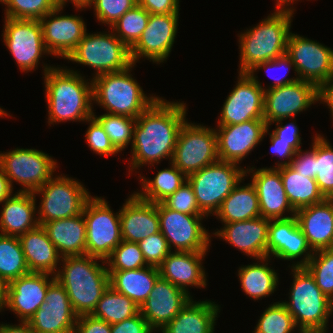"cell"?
Wrapping results in <instances>:
<instances>
[{
  "instance_id": "obj_36",
  "label": "cell",
  "mask_w": 333,
  "mask_h": 333,
  "mask_svg": "<svg viewBox=\"0 0 333 333\" xmlns=\"http://www.w3.org/2000/svg\"><path fill=\"white\" fill-rule=\"evenodd\" d=\"M269 259V257L260 258L257 263L242 265L238 269L242 290L254 300L269 297L278 287V274L273 268L268 267Z\"/></svg>"
},
{
  "instance_id": "obj_59",
  "label": "cell",
  "mask_w": 333,
  "mask_h": 333,
  "mask_svg": "<svg viewBox=\"0 0 333 333\" xmlns=\"http://www.w3.org/2000/svg\"><path fill=\"white\" fill-rule=\"evenodd\" d=\"M0 333H35L28 322L19 325L0 324Z\"/></svg>"
},
{
  "instance_id": "obj_40",
  "label": "cell",
  "mask_w": 333,
  "mask_h": 333,
  "mask_svg": "<svg viewBox=\"0 0 333 333\" xmlns=\"http://www.w3.org/2000/svg\"><path fill=\"white\" fill-rule=\"evenodd\" d=\"M29 272L19 238L0 234V278L9 284Z\"/></svg>"
},
{
  "instance_id": "obj_63",
  "label": "cell",
  "mask_w": 333,
  "mask_h": 333,
  "mask_svg": "<svg viewBox=\"0 0 333 333\" xmlns=\"http://www.w3.org/2000/svg\"><path fill=\"white\" fill-rule=\"evenodd\" d=\"M294 1L296 2V0H276V7L275 8L276 9H293L294 10V8L289 6V5H292V3H294Z\"/></svg>"
},
{
  "instance_id": "obj_38",
  "label": "cell",
  "mask_w": 333,
  "mask_h": 333,
  "mask_svg": "<svg viewBox=\"0 0 333 333\" xmlns=\"http://www.w3.org/2000/svg\"><path fill=\"white\" fill-rule=\"evenodd\" d=\"M170 165L159 170L153 180L140 174L142 191L134 193L144 201L157 204L176 192L187 181V177L172 162Z\"/></svg>"
},
{
  "instance_id": "obj_55",
  "label": "cell",
  "mask_w": 333,
  "mask_h": 333,
  "mask_svg": "<svg viewBox=\"0 0 333 333\" xmlns=\"http://www.w3.org/2000/svg\"><path fill=\"white\" fill-rule=\"evenodd\" d=\"M285 119H281L271 124H268L267 127H270L273 123H276L275 129L272 133L279 139V141L288 142L291 146H293L297 151L300 150L301 146V137L299 133V128L296 125V122L293 121L289 124L283 126L282 121ZM281 124V125H280Z\"/></svg>"
},
{
  "instance_id": "obj_44",
  "label": "cell",
  "mask_w": 333,
  "mask_h": 333,
  "mask_svg": "<svg viewBox=\"0 0 333 333\" xmlns=\"http://www.w3.org/2000/svg\"><path fill=\"white\" fill-rule=\"evenodd\" d=\"M296 327L294 318L279 301L263 311L253 333H293Z\"/></svg>"
},
{
  "instance_id": "obj_16",
  "label": "cell",
  "mask_w": 333,
  "mask_h": 333,
  "mask_svg": "<svg viewBox=\"0 0 333 333\" xmlns=\"http://www.w3.org/2000/svg\"><path fill=\"white\" fill-rule=\"evenodd\" d=\"M254 74L239 73L238 81L225 100L217 126L264 119V93Z\"/></svg>"
},
{
  "instance_id": "obj_45",
  "label": "cell",
  "mask_w": 333,
  "mask_h": 333,
  "mask_svg": "<svg viewBox=\"0 0 333 333\" xmlns=\"http://www.w3.org/2000/svg\"><path fill=\"white\" fill-rule=\"evenodd\" d=\"M304 267L324 295L333 301V248L315 251Z\"/></svg>"
},
{
  "instance_id": "obj_31",
  "label": "cell",
  "mask_w": 333,
  "mask_h": 333,
  "mask_svg": "<svg viewBox=\"0 0 333 333\" xmlns=\"http://www.w3.org/2000/svg\"><path fill=\"white\" fill-rule=\"evenodd\" d=\"M25 260L30 272L47 273L55 276L62 256L48 238L45 229L38 225L19 237Z\"/></svg>"
},
{
  "instance_id": "obj_65",
  "label": "cell",
  "mask_w": 333,
  "mask_h": 333,
  "mask_svg": "<svg viewBox=\"0 0 333 333\" xmlns=\"http://www.w3.org/2000/svg\"><path fill=\"white\" fill-rule=\"evenodd\" d=\"M5 1H6V0H0V3H1V4H2V3L4 4V3H5Z\"/></svg>"
},
{
  "instance_id": "obj_22",
  "label": "cell",
  "mask_w": 333,
  "mask_h": 333,
  "mask_svg": "<svg viewBox=\"0 0 333 333\" xmlns=\"http://www.w3.org/2000/svg\"><path fill=\"white\" fill-rule=\"evenodd\" d=\"M313 251L309 247L306 237L298 225L296 216L285 219L270 220L268 225L267 257L270 254L281 260H294L298 257L300 262H293L292 267H304L311 257Z\"/></svg>"
},
{
  "instance_id": "obj_17",
  "label": "cell",
  "mask_w": 333,
  "mask_h": 333,
  "mask_svg": "<svg viewBox=\"0 0 333 333\" xmlns=\"http://www.w3.org/2000/svg\"><path fill=\"white\" fill-rule=\"evenodd\" d=\"M318 101H321V90L315 84L300 79L265 90L264 120L268 125L281 119L295 118Z\"/></svg>"
},
{
  "instance_id": "obj_6",
  "label": "cell",
  "mask_w": 333,
  "mask_h": 333,
  "mask_svg": "<svg viewBox=\"0 0 333 333\" xmlns=\"http://www.w3.org/2000/svg\"><path fill=\"white\" fill-rule=\"evenodd\" d=\"M289 301L282 303L292 315L299 333H327L333 301L317 286L305 267H292Z\"/></svg>"
},
{
  "instance_id": "obj_10",
  "label": "cell",
  "mask_w": 333,
  "mask_h": 333,
  "mask_svg": "<svg viewBox=\"0 0 333 333\" xmlns=\"http://www.w3.org/2000/svg\"><path fill=\"white\" fill-rule=\"evenodd\" d=\"M102 197L91 196L83 208L86 222V255L106 260L121 243L119 212L113 213Z\"/></svg>"
},
{
  "instance_id": "obj_26",
  "label": "cell",
  "mask_w": 333,
  "mask_h": 333,
  "mask_svg": "<svg viewBox=\"0 0 333 333\" xmlns=\"http://www.w3.org/2000/svg\"><path fill=\"white\" fill-rule=\"evenodd\" d=\"M270 219L264 217L230 222L217 229L213 235L224 239L241 253L252 257L256 261L267 257L268 225Z\"/></svg>"
},
{
  "instance_id": "obj_8",
  "label": "cell",
  "mask_w": 333,
  "mask_h": 333,
  "mask_svg": "<svg viewBox=\"0 0 333 333\" xmlns=\"http://www.w3.org/2000/svg\"><path fill=\"white\" fill-rule=\"evenodd\" d=\"M42 195L38 207V223H44L82 214L83 208L91 197L88 189L78 180L64 175H54L37 191Z\"/></svg>"
},
{
  "instance_id": "obj_15",
  "label": "cell",
  "mask_w": 333,
  "mask_h": 333,
  "mask_svg": "<svg viewBox=\"0 0 333 333\" xmlns=\"http://www.w3.org/2000/svg\"><path fill=\"white\" fill-rule=\"evenodd\" d=\"M4 21L3 42L18 67L26 73L37 69L42 55H49L43 42L40 21L8 17Z\"/></svg>"
},
{
  "instance_id": "obj_52",
  "label": "cell",
  "mask_w": 333,
  "mask_h": 333,
  "mask_svg": "<svg viewBox=\"0 0 333 333\" xmlns=\"http://www.w3.org/2000/svg\"><path fill=\"white\" fill-rule=\"evenodd\" d=\"M260 68L265 69L266 72L269 71V70L272 71V70H275V69L276 70L277 69L278 70L283 69V71L285 69H287V72H285V74H283V75H280V77L279 76L278 77L277 76L273 77L268 73V75L271 76V78L274 80V82L272 84H270V86H267L268 87L267 89L265 87L264 90H269V89H272V88L281 87V86H284V85H287V84L294 83V82L299 80V78L297 76H296V78L295 77H293V78H287L286 77L287 73H289L288 71L291 68L295 71V66H294L290 57L287 54H284L280 57H277L276 59L265 61L263 63L257 64L248 74H255V72L257 70H259Z\"/></svg>"
},
{
  "instance_id": "obj_4",
  "label": "cell",
  "mask_w": 333,
  "mask_h": 333,
  "mask_svg": "<svg viewBox=\"0 0 333 333\" xmlns=\"http://www.w3.org/2000/svg\"><path fill=\"white\" fill-rule=\"evenodd\" d=\"M293 14V9H275L259 24L238 35L239 73H249L257 64L286 54Z\"/></svg>"
},
{
  "instance_id": "obj_58",
  "label": "cell",
  "mask_w": 333,
  "mask_h": 333,
  "mask_svg": "<svg viewBox=\"0 0 333 333\" xmlns=\"http://www.w3.org/2000/svg\"><path fill=\"white\" fill-rule=\"evenodd\" d=\"M270 135V142H271V153L278 155V157H282V159L287 158L288 161H278L274 168H279L282 166L290 165L294 155L296 154L297 150L291 146L288 142L279 141V139L273 134L268 133ZM280 162V163H279Z\"/></svg>"
},
{
  "instance_id": "obj_46",
  "label": "cell",
  "mask_w": 333,
  "mask_h": 333,
  "mask_svg": "<svg viewBox=\"0 0 333 333\" xmlns=\"http://www.w3.org/2000/svg\"><path fill=\"white\" fill-rule=\"evenodd\" d=\"M105 262L109 267L108 271L134 270L148 266L139 244L125 240L121 241Z\"/></svg>"
},
{
  "instance_id": "obj_54",
  "label": "cell",
  "mask_w": 333,
  "mask_h": 333,
  "mask_svg": "<svg viewBox=\"0 0 333 333\" xmlns=\"http://www.w3.org/2000/svg\"><path fill=\"white\" fill-rule=\"evenodd\" d=\"M153 329L140 312L121 322L111 324V333H152Z\"/></svg>"
},
{
  "instance_id": "obj_1",
  "label": "cell",
  "mask_w": 333,
  "mask_h": 333,
  "mask_svg": "<svg viewBox=\"0 0 333 333\" xmlns=\"http://www.w3.org/2000/svg\"><path fill=\"white\" fill-rule=\"evenodd\" d=\"M186 111L184 102H169L159 97L136 118L130 171L139 170L145 164L154 166L161 159L171 161L179 131L187 120Z\"/></svg>"
},
{
  "instance_id": "obj_3",
  "label": "cell",
  "mask_w": 333,
  "mask_h": 333,
  "mask_svg": "<svg viewBox=\"0 0 333 333\" xmlns=\"http://www.w3.org/2000/svg\"><path fill=\"white\" fill-rule=\"evenodd\" d=\"M102 259L83 255L62 257V269L55 274L66 290L74 312L91 314L104 291L109 287V272Z\"/></svg>"
},
{
  "instance_id": "obj_30",
  "label": "cell",
  "mask_w": 333,
  "mask_h": 333,
  "mask_svg": "<svg viewBox=\"0 0 333 333\" xmlns=\"http://www.w3.org/2000/svg\"><path fill=\"white\" fill-rule=\"evenodd\" d=\"M2 204L0 234L19 237L39 225L38 219L35 218L37 206L33 193L17 191Z\"/></svg>"
},
{
  "instance_id": "obj_41",
  "label": "cell",
  "mask_w": 333,
  "mask_h": 333,
  "mask_svg": "<svg viewBox=\"0 0 333 333\" xmlns=\"http://www.w3.org/2000/svg\"><path fill=\"white\" fill-rule=\"evenodd\" d=\"M150 13L139 4L125 12L111 27L116 37L131 49L140 39Z\"/></svg>"
},
{
  "instance_id": "obj_21",
  "label": "cell",
  "mask_w": 333,
  "mask_h": 333,
  "mask_svg": "<svg viewBox=\"0 0 333 333\" xmlns=\"http://www.w3.org/2000/svg\"><path fill=\"white\" fill-rule=\"evenodd\" d=\"M63 8L64 6L58 5V7L47 13L39 21L42 26L43 42L49 55H55L58 58L61 56V59H67L82 40L87 30L81 16H59Z\"/></svg>"
},
{
  "instance_id": "obj_20",
  "label": "cell",
  "mask_w": 333,
  "mask_h": 333,
  "mask_svg": "<svg viewBox=\"0 0 333 333\" xmlns=\"http://www.w3.org/2000/svg\"><path fill=\"white\" fill-rule=\"evenodd\" d=\"M219 161L241 164V161L269 132L264 119H254L235 125L217 126Z\"/></svg>"
},
{
  "instance_id": "obj_62",
  "label": "cell",
  "mask_w": 333,
  "mask_h": 333,
  "mask_svg": "<svg viewBox=\"0 0 333 333\" xmlns=\"http://www.w3.org/2000/svg\"><path fill=\"white\" fill-rule=\"evenodd\" d=\"M6 295H7V284L0 278V312L6 306Z\"/></svg>"
},
{
  "instance_id": "obj_7",
  "label": "cell",
  "mask_w": 333,
  "mask_h": 333,
  "mask_svg": "<svg viewBox=\"0 0 333 333\" xmlns=\"http://www.w3.org/2000/svg\"><path fill=\"white\" fill-rule=\"evenodd\" d=\"M246 170L238 164L217 161L189 175L199 209L208 217L214 215L223 200L244 181Z\"/></svg>"
},
{
  "instance_id": "obj_33",
  "label": "cell",
  "mask_w": 333,
  "mask_h": 333,
  "mask_svg": "<svg viewBox=\"0 0 333 333\" xmlns=\"http://www.w3.org/2000/svg\"><path fill=\"white\" fill-rule=\"evenodd\" d=\"M220 307L210 300L193 301L164 327L162 333H214Z\"/></svg>"
},
{
  "instance_id": "obj_11",
  "label": "cell",
  "mask_w": 333,
  "mask_h": 333,
  "mask_svg": "<svg viewBox=\"0 0 333 333\" xmlns=\"http://www.w3.org/2000/svg\"><path fill=\"white\" fill-rule=\"evenodd\" d=\"M219 161L215 128L185 121L171 162L186 176Z\"/></svg>"
},
{
  "instance_id": "obj_32",
  "label": "cell",
  "mask_w": 333,
  "mask_h": 333,
  "mask_svg": "<svg viewBox=\"0 0 333 333\" xmlns=\"http://www.w3.org/2000/svg\"><path fill=\"white\" fill-rule=\"evenodd\" d=\"M42 227L62 257L86 255V222L83 213L44 223Z\"/></svg>"
},
{
  "instance_id": "obj_34",
  "label": "cell",
  "mask_w": 333,
  "mask_h": 333,
  "mask_svg": "<svg viewBox=\"0 0 333 333\" xmlns=\"http://www.w3.org/2000/svg\"><path fill=\"white\" fill-rule=\"evenodd\" d=\"M109 272V286L129 297L139 308L149 297L160 277L158 267L146 266L134 270Z\"/></svg>"
},
{
  "instance_id": "obj_23",
  "label": "cell",
  "mask_w": 333,
  "mask_h": 333,
  "mask_svg": "<svg viewBox=\"0 0 333 333\" xmlns=\"http://www.w3.org/2000/svg\"><path fill=\"white\" fill-rule=\"evenodd\" d=\"M192 299L189 293L159 277L140 314L153 330L164 328Z\"/></svg>"
},
{
  "instance_id": "obj_35",
  "label": "cell",
  "mask_w": 333,
  "mask_h": 333,
  "mask_svg": "<svg viewBox=\"0 0 333 333\" xmlns=\"http://www.w3.org/2000/svg\"><path fill=\"white\" fill-rule=\"evenodd\" d=\"M240 184L241 182L223 200L214 214L224 224L261 216L255 186L252 183H248L245 186H239Z\"/></svg>"
},
{
  "instance_id": "obj_13",
  "label": "cell",
  "mask_w": 333,
  "mask_h": 333,
  "mask_svg": "<svg viewBox=\"0 0 333 333\" xmlns=\"http://www.w3.org/2000/svg\"><path fill=\"white\" fill-rule=\"evenodd\" d=\"M286 54L296 76L322 90L333 78V50L317 41L290 32Z\"/></svg>"
},
{
  "instance_id": "obj_61",
  "label": "cell",
  "mask_w": 333,
  "mask_h": 333,
  "mask_svg": "<svg viewBox=\"0 0 333 333\" xmlns=\"http://www.w3.org/2000/svg\"><path fill=\"white\" fill-rule=\"evenodd\" d=\"M326 103L330 108V113L333 119V78L331 81L321 90V102Z\"/></svg>"
},
{
  "instance_id": "obj_39",
  "label": "cell",
  "mask_w": 333,
  "mask_h": 333,
  "mask_svg": "<svg viewBox=\"0 0 333 333\" xmlns=\"http://www.w3.org/2000/svg\"><path fill=\"white\" fill-rule=\"evenodd\" d=\"M139 312L140 308L129 297L109 286L91 315L111 325L131 318Z\"/></svg>"
},
{
  "instance_id": "obj_51",
  "label": "cell",
  "mask_w": 333,
  "mask_h": 333,
  "mask_svg": "<svg viewBox=\"0 0 333 333\" xmlns=\"http://www.w3.org/2000/svg\"><path fill=\"white\" fill-rule=\"evenodd\" d=\"M87 122L90 124L85 134L88 147L104 157L117 154L119 151L113 146L100 123L94 117L88 119Z\"/></svg>"
},
{
  "instance_id": "obj_25",
  "label": "cell",
  "mask_w": 333,
  "mask_h": 333,
  "mask_svg": "<svg viewBox=\"0 0 333 333\" xmlns=\"http://www.w3.org/2000/svg\"><path fill=\"white\" fill-rule=\"evenodd\" d=\"M245 170L246 176L248 173H253L251 183L255 186L258 194L261 217L273 220L285 219L295 215L296 211L289 203L283 187L280 167L260 169L249 167ZM285 211L291 213L290 216H284Z\"/></svg>"
},
{
  "instance_id": "obj_43",
  "label": "cell",
  "mask_w": 333,
  "mask_h": 333,
  "mask_svg": "<svg viewBox=\"0 0 333 333\" xmlns=\"http://www.w3.org/2000/svg\"><path fill=\"white\" fill-rule=\"evenodd\" d=\"M93 117L103 127L113 146L119 152L123 151L133 141V129L136 118L108 113L100 116L93 114Z\"/></svg>"
},
{
  "instance_id": "obj_18",
  "label": "cell",
  "mask_w": 333,
  "mask_h": 333,
  "mask_svg": "<svg viewBox=\"0 0 333 333\" xmlns=\"http://www.w3.org/2000/svg\"><path fill=\"white\" fill-rule=\"evenodd\" d=\"M180 14H150L146 29L130 49L134 64L142 57L153 63H164L168 58L178 28Z\"/></svg>"
},
{
  "instance_id": "obj_56",
  "label": "cell",
  "mask_w": 333,
  "mask_h": 333,
  "mask_svg": "<svg viewBox=\"0 0 333 333\" xmlns=\"http://www.w3.org/2000/svg\"><path fill=\"white\" fill-rule=\"evenodd\" d=\"M74 333H111V325L91 314L80 315Z\"/></svg>"
},
{
  "instance_id": "obj_14",
  "label": "cell",
  "mask_w": 333,
  "mask_h": 333,
  "mask_svg": "<svg viewBox=\"0 0 333 333\" xmlns=\"http://www.w3.org/2000/svg\"><path fill=\"white\" fill-rule=\"evenodd\" d=\"M158 215L160 232L171 251L174 246L179 252H208L212 235L201 223L206 215L181 213L162 203H158Z\"/></svg>"
},
{
  "instance_id": "obj_60",
  "label": "cell",
  "mask_w": 333,
  "mask_h": 333,
  "mask_svg": "<svg viewBox=\"0 0 333 333\" xmlns=\"http://www.w3.org/2000/svg\"><path fill=\"white\" fill-rule=\"evenodd\" d=\"M13 194V188L0 166V204Z\"/></svg>"
},
{
  "instance_id": "obj_57",
  "label": "cell",
  "mask_w": 333,
  "mask_h": 333,
  "mask_svg": "<svg viewBox=\"0 0 333 333\" xmlns=\"http://www.w3.org/2000/svg\"><path fill=\"white\" fill-rule=\"evenodd\" d=\"M180 0H138L150 14H179Z\"/></svg>"
},
{
  "instance_id": "obj_48",
  "label": "cell",
  "mask_w": 333,
  "mask_h": 333,
  "mask_svg": "<svg viewBox=\"0 0 333 333\" xmlns=\"http://www.w3.org/2000/svg\"><path fill=\"white\" fill-rule=\"evenodd\" d=\"M137 4L138 0H92L87 7L93 6L97 20L111 27Z\"/></svg>"
},
{
  "instance_id": "obj_47",
  "label": "cell",
  "mask_w": 333,
  "mask_h": 333,
  "mask_svg": "<svg viewBox=\"0 0 333 333\" xmlns=\"http://www.w3.org/2000/svg\"><path fill=\"white\" fill-rule=\"evenodd\" d=\"M5 17L40 20L58 7L56 0H6Z\"/></svg>"
},
{
  "instance_id": "obj_12",
  "label": "cell",
  "mask_w": 333,
  "mask_h": 333,
  "mask_svg": "<svg viewBox=\"0 0 333 333\" xmlns=\"http://www.w3.org/2000/svg\"><path fill=\"white\" fill-rule=\"evenodd\" d=\"M0 166L12 188L15 181L23 187L18 192L34 193L53 176L57 162L43 151L16 148L0 153Z\"/></svg>"
},
{
  "instance_id": "obj_19",
  "label": "cell",
  "mask_w": 333,
  "mask_h": 333,
  "mask_svg": "<svg viewBox=\"0 0 333 333\" xmlns=\"http://www.w3.org/2000/svg\"><path fill=\"white\" fill-rule=\"evenodd\" d=\"M77 318L66 290L54 280L48 287L45 302L28 323L35 333H74Z\"/></svg>"
},
{
  "instance_id": "obj_2",
  "label": "cell",
  "mask_w": 333,
  "mask_h": 333,
  "mask_svg": "<svg viewBox=\"0 0 333 333\" xmlns=\"http://www.w3.org/2000/svg\"><path fill=\"white\" fill-rule=\"evenodd\" d=\"M45 98L48 123L86 122L93 117L92 81L77 71L44 64Z\"/></svg>"
},
{
  "instance_id": "obj_28",
  "label": "cell",
  "mask_w": 333,
  "mask_h": 333,
  "mask_svg": "<svg viewBox=\"0 0 333 333\" xmlns=\"http://www.w3.org/2000/svg\"><path fill=\"white\" fill-rule=\"evenodd\" d=\"M207 252H170L158 266L160 277L190 294L187 286L204 288L207 285L203 258Z\"/></svg>"
},
{
  "instance_id": "obj_42",
  "label": "cell",
  "mask_w": 333,
  "mask_h": 333,
  "mask_svg": "<svg viewBox=\"0 0 333 333\" xmlns=\"http://www.w3.org/2000/svg\"><path fill=\"white\" fill-rule=\"evenodd\" d=\"M326 199H333V148L323 135L316 134V177Z\"/></svg>"
},
{
  "instance_id": "obj_27",
  "label": "cell",
  "mask_w": 333,
  "mask_h": 333,
  "mask_svg": "<svg viewBox=\"0 0 333 333\" xmlns=\"http://www.w3.org/2000/svg\"><path fill=\"white\" fill-rule=\"evenodd\" d=\"M122 240L139 243L160 231L158 203L140 199L132 193L120 209Z\"/></svg>"
},
{
  "instance_id": "obj_5",
  "label": "cell",
  "mask_w": 333,
  "mask_h": 333,
  "mask_svg": "<svg viewBox=\"0 0 333 333\" xmlns=\"http://www.w3.org/2000/svg\"><path fill=\"white\" fill-rule=\"evenodd\" d=\"M133 63L125 70L93 76V103L99 104L108 114L138 118L159 97L147 95L129 73Z\"/></svg>"
},
{
  "instance_id": "obj_24",
  "label": "cell",
  "mask_w": 333,
  "mask_h": 333,
  "mask_svg": "<svg viewBox=\"0 0 333 333\" xmlns=\"http://www.w3.org/2000/svg\"><path fill=\"white\" fill-rule=\"evenodd\" d=\"M54 280L53 275L36 272L12 280L7 284L5 308L17 314L21 321L28 322L45 302L48 287Z\"/></svg>"
},
{
  "instance_id": "obj_66",
  "label": "cell",
  "mask_w": 333,
  "mask_h": 333,
  "mask_svg": "<svg viewBox=\"0 0 333 333\" xmlns=\"http://www.w3.org/2000/svg\"><path fill=\"white\" fill-rule=\"evenodd\" d=\"M333 314V305H332V308H331V315Z\"/></svg>"
},
{
  "instance_id": "obj_50",
  "label": "cell",
  "mask_w": 333,
  "mask_h": 333,
  "mask_svg": "<svg viewBox=\"0 0 333 333\" xmlns=\"http://www.w3.org/2000/svg\"><path fill=\"white\" fill-rule=\"evenodd\" d=\"M138 244L146 263L150 266L158 267L171 252L160 231L142 239Z\"/></svg>"
},
{
  "instance_id": "obj_29",
  "label": "cell",
  "mask_w": 333,
  "mask_h": 333,
  "mask_svg": "<svg viewBox=\"0 0 333 333\" xmlns=\"http://www.w3.org/2000/svg\"><path fill=\"white\" fill-rule=\"evenodd\" d=\"M295 216L313 252L333 248V199L300 208Z\"/></svg>"
},
{
  "instance_id": "obj_64",
  "label": "cell",
  "mask_w": 333,
  "mask_h": 333,
  "mask_svg": "<svg viewBox=\"0 0 333 333\" xmlns=\"http://www.w3.org/2000/svg\"><path fill=\"white\" fill-rule=\"evenodd\" d=\"M9 114L3 110V108H0V117H5V116H8Z\"/></svg>"
},
{
  "instance_id": "obj_53",
  "label": "cell",
  "mask_w": 333,
  "mask_h": 333,
  "mask_svg": "<svg viewBox=\"0 0 333 333\" xmlns=\"http://www.w3.org/2000/svg\"><path fill=\"white\" fill-rule=\"evenodd\" d=\"M312 149L305 152L301 149L296 152L290 163V167L297 173L306 175V178L316 177V136L313 138ZM304 152V153H303Z\"/></svg>"
},
{
  "instance_id": "obj_49",
  "label": "cell",
  "mask_w": 333,
  "mask_h": 333,
  "mask_svg": "<svg viewBox=\"0 0 333 333\" xmlns=\"http://www.w3.org/2000/svg\"><path fill=\"white\" fill-rule=\"evenodd\" d=\"M165 207L189 215H205L198 207L193 189L186 181L176 192L161 202Z\"/></svg>"
},
{
  "instance_id": "obj_9",
  "label": "cell",
  "mask_w": 333,
  "mask_h": 333,
  "mask_svg": "<svg viewBox=\"0 0 333 333\" xmlns=\"http://www.w3.org/2000/svg\"><path fill=\"white\" fill-rule=\"evenodd\" d=\"M67 60L92 67L96 71L95 76L122 71L133 64L130 49L113 31L86 32Z\"/></svg>"
},
{
  "instance_id": "obj_37",
  "label": "cell",
  "mask_w": 333,
  "mask_h": 333,
  "mask_svg": "<svg viewBox=\"0 0 333 333\" xmlns=\"http://www.w3.org/2000/svg\"><path fill=\"white\" fill-rule=\"evenodd\" d=\"M280 175L287 199L295 211L326 199L315 179L306 178V175L297 173L289 165L280 167Z\"/></svg>"
}]
</instances>
